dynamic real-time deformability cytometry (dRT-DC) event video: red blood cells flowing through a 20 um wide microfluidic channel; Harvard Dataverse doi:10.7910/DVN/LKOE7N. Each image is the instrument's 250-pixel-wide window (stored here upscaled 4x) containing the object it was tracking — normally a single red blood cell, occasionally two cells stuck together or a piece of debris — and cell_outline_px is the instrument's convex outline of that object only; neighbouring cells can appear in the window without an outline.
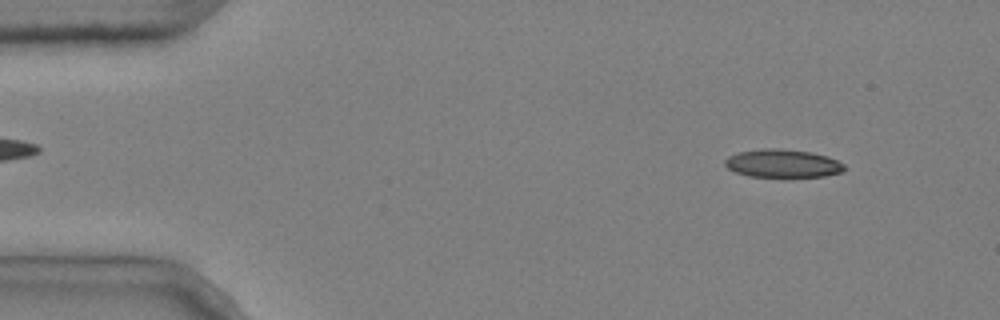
{"species": "common noctule bat (a hibernating species)", "species_latin": "Nyctalus noctula", "temperature_condition": "cold", "stored_images_in_passage": 3, "camera_frame_rate_fps": 3000, "um_per_image_px": 0.085, "animal": {"sex": "male", "body_mass_g": 20.4}, "frame": {"image": 1, "passage_image": 1, "time_ms": 0.0, "image_size_px": [1000, 320], "cell_outline_px": [[844, 168], [840, 172], [824, 176], [748, 176], [736, 172], [728, 168], [724, 164], [724, 160], [728, 156], [736, 152], [764, 148], [780, 148], [812, 152], [828, 156], [844, 164]], "centroid_in_image_um": [66.48, 13.87], "position_along_channel_um": 18.5, "area_um2": 19.48}}